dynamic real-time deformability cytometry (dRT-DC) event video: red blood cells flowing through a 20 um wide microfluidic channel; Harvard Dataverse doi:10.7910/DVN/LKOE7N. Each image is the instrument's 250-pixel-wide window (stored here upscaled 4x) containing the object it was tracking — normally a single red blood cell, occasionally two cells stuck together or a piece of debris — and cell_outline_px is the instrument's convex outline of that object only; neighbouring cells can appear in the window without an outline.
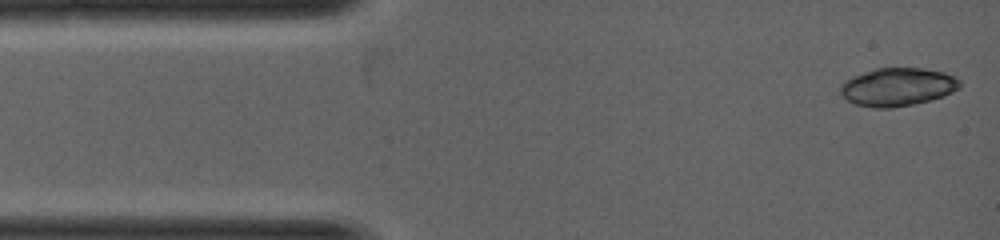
{"species": "common noctule bat (a hibernating species)", "species_latin": "Nyctalus noctula", "temperature_condition": "warm", "stored_images_in_passage": 8, "camera_frame_rate_fps": 5000, "um_per_image_px": 0.085, "animal": {"sex": "female", "body_mass_g": 19.0, "forearm_length_mm": 53.3}, "frame": {"image": 1, "passage_image": 1, "time_ms": 0.0, "image_size_px": [1000, 240], "cell_outline_px": [[960, 88], [944, 96], [912, 104], [892, 108], [872, 108], [856, 104], [848, 100], [840, 92], [840, 84], [844, 80], [852, 76], [876, 68], [924, 68], [944, 72], [960, 80]], "centroid_in_image_um": [76.28, 7.38], "position_along_channel_um": 8.7, "area_um2": 26.53}}